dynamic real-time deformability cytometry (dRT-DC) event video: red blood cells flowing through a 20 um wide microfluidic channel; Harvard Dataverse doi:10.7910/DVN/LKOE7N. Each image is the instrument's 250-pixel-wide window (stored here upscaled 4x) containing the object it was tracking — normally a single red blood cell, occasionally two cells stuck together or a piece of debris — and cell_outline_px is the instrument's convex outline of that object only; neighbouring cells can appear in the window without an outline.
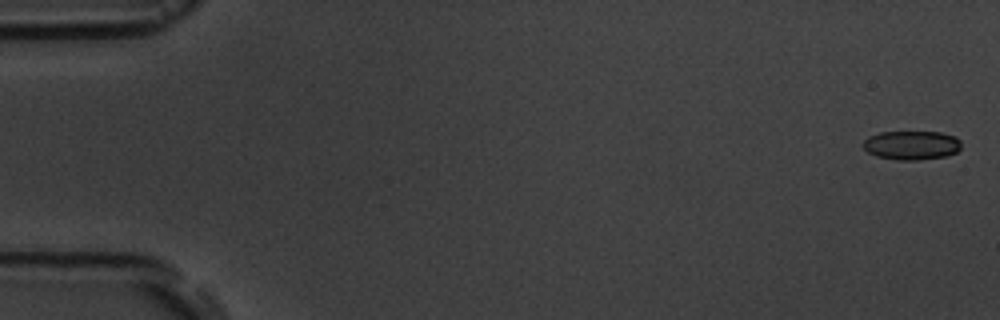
{"species": "common noctule bat (a hibernating species)", "species_latin": "Nyctalus noctula", "temperature_condition": "room temperature", "stored_images_in_passage": 11, "camera_frame_rate_fps": 3000, "um_per_image_px": 0.085, "animal": {"sex": "male", "body_mass_g": 19.5, "forearm_length_mm": 54.6}, "frame": {"image": 1, "passage_image": 1, "time_ms": 0.0, "image_size_px": [1000, 320], "cell_outline_px": [[960, 148], [956, 152], [948, 156], [916, 160], [900, 160], [876, 156], [868, 152], [860, 144], [868, 136], [880, 132], [940, 132], [956, 136], [960, 140]], "centroid_in_image_um": [77.47, 12.34], "position_along_channel_um": 7.5, "area_um2": 16.7}}
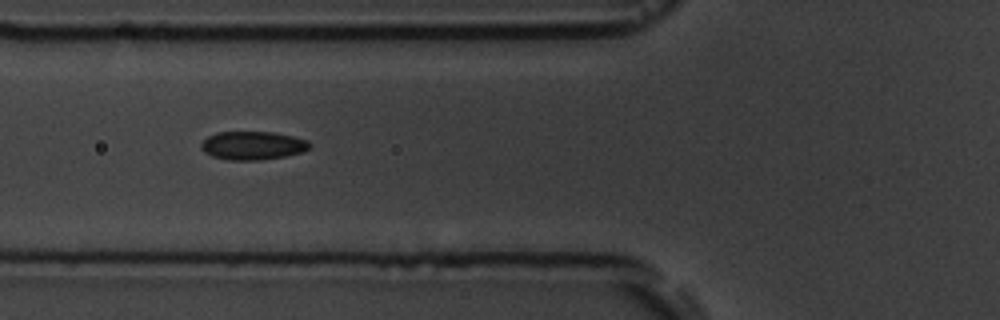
{"frame": {"image": 2, "passage_image": 6, "time_ms": 6.667, "image_size_px": [1000, 320], "cell_outline_px": [[312, 144], [308, 148], [300, 152], [284, 156], [260, 160], [228, 160], [212, 156], [204, 152], [200, 148], [200, 144], [208, 136], [216, 132], [272, 132], [292, 136], [308, 140]], "centroid_in_image_um": [21.44, 12.37], "position_along_channel_um": 104.4, "area_um2": 17.92}}
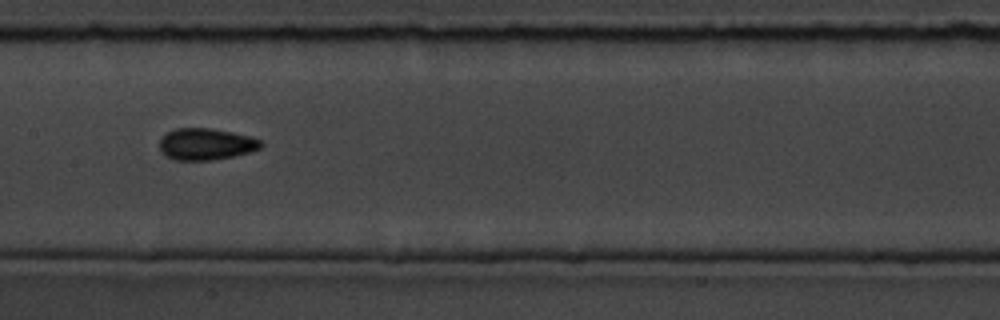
{"frame": {"image": 3, "passage_image": 8, "time_ms": 9.0, "image_size_px": [1000, 320], "cell_outline_px": [[264, 144], [260, 148], [248, 152], [232, 156], [212, 160], [176, 160], [168, 156], [160, 148], [160, 140], [168, 132], [176, 128], [212, 128], [252, 136], [260, 140]], "centroid_in_image_um": [17.55, 12.24], "position_along_channel_um": 189.9, "area_um2": 18.5}}